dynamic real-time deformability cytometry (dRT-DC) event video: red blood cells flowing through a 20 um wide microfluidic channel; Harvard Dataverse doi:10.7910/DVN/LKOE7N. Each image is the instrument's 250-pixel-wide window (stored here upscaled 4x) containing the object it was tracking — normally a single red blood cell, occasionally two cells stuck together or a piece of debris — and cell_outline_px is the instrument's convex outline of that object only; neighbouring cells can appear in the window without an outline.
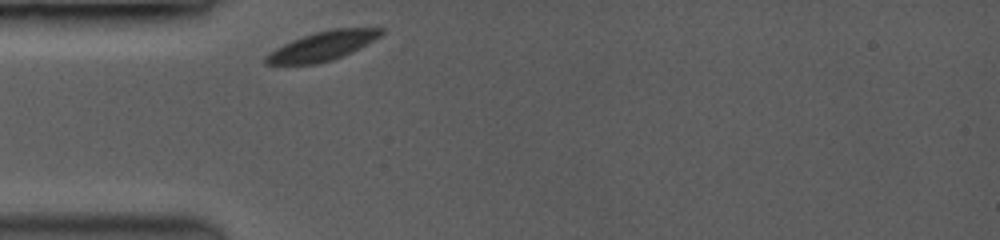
{"species": "common noctule bat (a hibernating species)", "species_latin": "Nyctalus noctula", "temperature_condition": "room temperature", "stored_images_in_passage": 32, "camera_frame_rate_fps": 3500, "um_per_image_px": 0.085, "animal": {"sex": "female", "body_mass_g": 19.0, "forearm_length_mm": 53.3}, "frame": {"image": 1, "passage_image": 1, "time_ms": 0.0, "image_size_px": [1000, 240], "cell_outline_px": [[384, 32], [380, 36], [360, 48], [332, 60], [312, 64], [264, 64], [264, 56], [268, 52], [292, 40], [316, 32], [332, 28], [384, 28]], "centroid_in_image_um": [27.39, 3.91], "position_along_channel_um": 57.6, "area_um2": 19.36}}
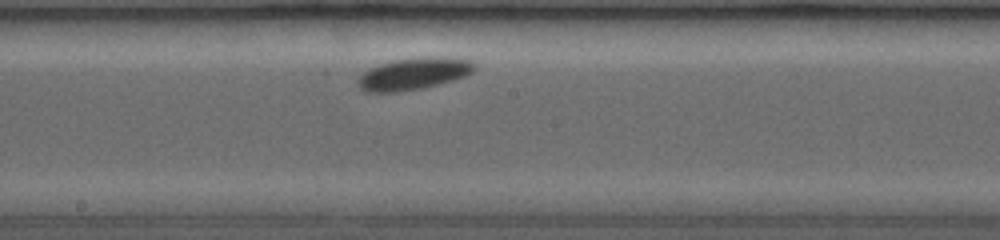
{"frame": {"image": 2, "passage_image": 16, "time_ms": 4.286, "image_size_px": [1000, 240], "cell_outline_px": [[476, 68], [472, 72], [464, 76], [452, 80], [420, 88], [388, 92], [368, 92], [360, 88], [356, 80], [364, 72], [380, 64], [396, 60], [428, 56], [440, 56], [468, 60], [476, 64]], "centroid_in_image_um": [35.17, 6.25], "position_along_channel_um": 213.0, "area_um2": 21.21}}
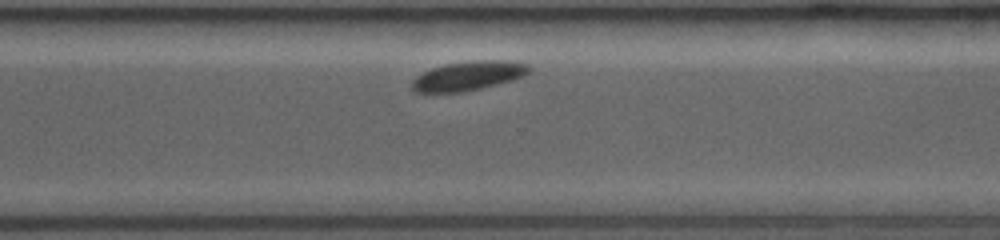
{"frame": {"image": 3, "passage_image": 29, "time_ms": 7.429, "image_size_px": [1000, 240], "cell_outline_px": [[528, 72], [520, 76], [496, 84], [464, 92], [416, 92], [412, 88], [412, 80], [416, 76], [424, 72], [448, 64], [480, 60], [492, 60], [528, 64]], "centroid_in_image_um": [39.74, 6.46], "position_along_channel_um": 330.9, "area_um2": 19.02}}